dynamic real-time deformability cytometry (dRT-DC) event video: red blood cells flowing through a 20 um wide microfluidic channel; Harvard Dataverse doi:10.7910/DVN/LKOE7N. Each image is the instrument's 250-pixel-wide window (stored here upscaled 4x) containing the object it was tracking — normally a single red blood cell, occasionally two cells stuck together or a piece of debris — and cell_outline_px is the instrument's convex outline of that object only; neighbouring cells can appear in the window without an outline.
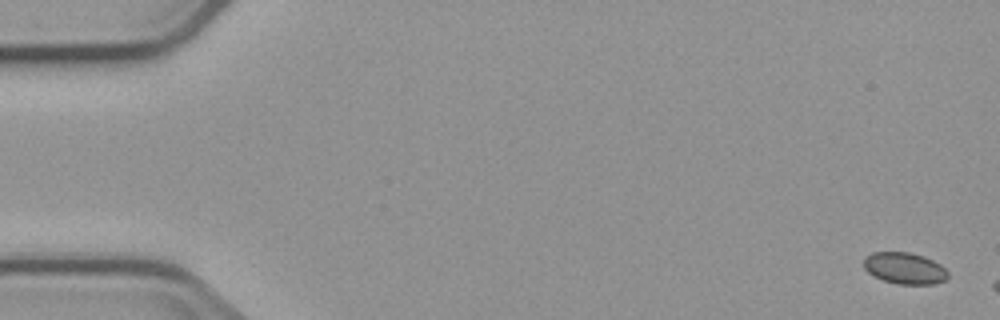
{"species": "common noctule bat (a hibernating species)", "species_latin": "Nyctalus noctula", "temperature_condition": "cold", "stored_images_in_passage": 4, "camera_frame_rate_fps": 3000, "um_per_image_px": 0.085, "animal": {"sex": "male", "body_mass_g": 23.1, "forearm_length_mm": 52.7}, "frame": {"image": 1, "passage_image": 1, "time_ms": 0.0, "image_size_px": [1000, 320], "cell_outline_px": [[948, 276], [944, 280], [932, 284], [896, 284], [884, 280], [868, 272], [864, 268], [864, 256], [872, 252], [908, 252], [924, 256], [940, 264], [948, 272]], "centroid_in_image_um": [76.88, 22.79], "position_along_channel_um": 8.1, "area_um2": 15.37}}